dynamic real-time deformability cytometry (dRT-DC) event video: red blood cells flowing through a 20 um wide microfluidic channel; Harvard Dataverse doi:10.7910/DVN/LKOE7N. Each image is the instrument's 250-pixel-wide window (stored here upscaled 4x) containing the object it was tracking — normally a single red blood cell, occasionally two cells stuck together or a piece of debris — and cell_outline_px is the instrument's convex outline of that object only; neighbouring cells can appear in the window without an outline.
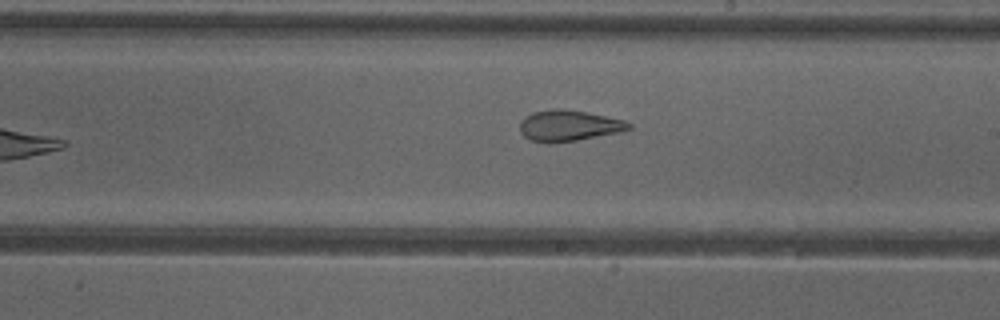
{"species": "common noctule bat (a hibernating species)", "species_latin": "Nyctalus noctula", "temperature_condition": "cold", "stored_images_in_passage": 9, "camera_frame_rate_fps": 3000, "um_per_image_px": 0.085, "animal": {"sex": "female"}, "frame": {"image": 1, "passage_image": 9, "time_ms": 10.333, "image_size_px": [1000, 320], "cell_outline_px": [[632, 128], [620, 132], [576, 140], [532, 140], [524, 136], [520, 132], [520, 120], [524, 116], [532, 112], [548, 108], [560, 108], [588, 112], [624, 120], [632, 124]], "centroid_in_image_um": [48.36, 10.62], "position_along_channel_um": 240.6, "area_um2": 19.31}}